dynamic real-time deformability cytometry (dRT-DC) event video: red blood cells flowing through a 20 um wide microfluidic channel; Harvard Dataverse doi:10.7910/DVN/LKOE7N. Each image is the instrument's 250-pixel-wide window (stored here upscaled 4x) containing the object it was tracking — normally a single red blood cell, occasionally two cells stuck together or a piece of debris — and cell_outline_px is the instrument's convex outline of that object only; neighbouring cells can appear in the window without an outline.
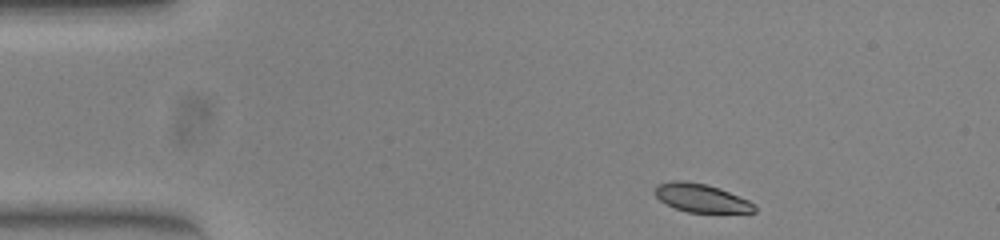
{"species": "common noctule bat (a hibernating species)", "species_latin": "Nyctalus noctula", "temperature_condition": "warm", "stored_images_in_passage": 46, "camera_frame_rate_fps": 3000, "um_per_image_px": 0.085, "animal": {"sex": "female", "body_mass_g": 23.0, "forearm_length_mm": 53.4}, "frame": {"image": 1, "passage_image": 1, "time_ms": 0.0, "image_size_px": [1000, 240], "cell_outline_px": [[756, 212], [688, 212], [676, 208], [660, 200], [656, 196], [656, 184], [672, 180], [684, 180], [704, 184], [720, 188], [748, 200], [756, 204]], "centroid_in_image_um": [59.62, 16.82], "position_along_channel_um": 25.4, "area_um2": 16.3}}
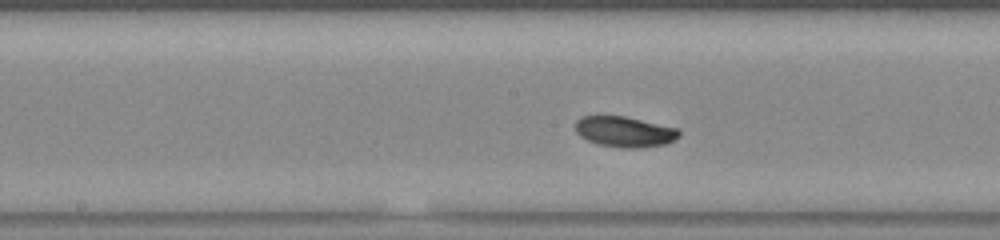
{"frame": {"image": 2, "passage_image": 20, "time_ms": 6.333, "image_size_px": [1000, 240], "cell_outline_px": [[680, 136], [676, 140], [664, 144], [640, 148], [620, 148], [600, 144], [588, 140], [580, 136], [576, 132], [576, 120], [584, 116], [624, 116], [680, 128]], "centroid_in_image_um": [53.14, 11.2], "position_along_channel_um": 195.1, "area_um2": 18.55}}
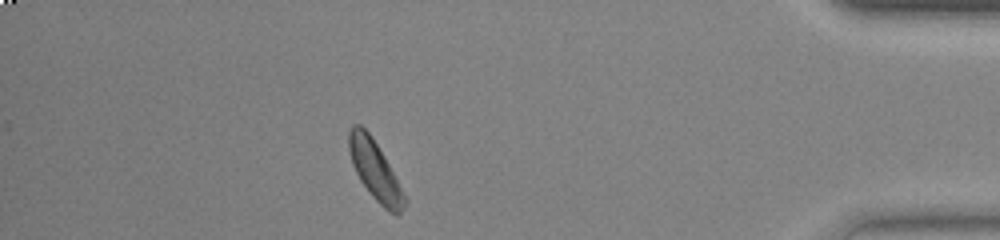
{"frame": {"image": 3, "passage_image": 40, "time_ms": 13.0, "image_size_px": [1000, 240], "cell_outline_px": [[408, 200], [404, 208], [396, 216], [388, 212], [368, 192], [360, 180], [352, 164], [348, 148], [348, 132], [352, 124], [360, 124], [372, 136], [384, 156]], "centroid_in_image_um": [31.87, 14.49], "position_along_channel_um": 403.3, "area_um2": 19.25}}